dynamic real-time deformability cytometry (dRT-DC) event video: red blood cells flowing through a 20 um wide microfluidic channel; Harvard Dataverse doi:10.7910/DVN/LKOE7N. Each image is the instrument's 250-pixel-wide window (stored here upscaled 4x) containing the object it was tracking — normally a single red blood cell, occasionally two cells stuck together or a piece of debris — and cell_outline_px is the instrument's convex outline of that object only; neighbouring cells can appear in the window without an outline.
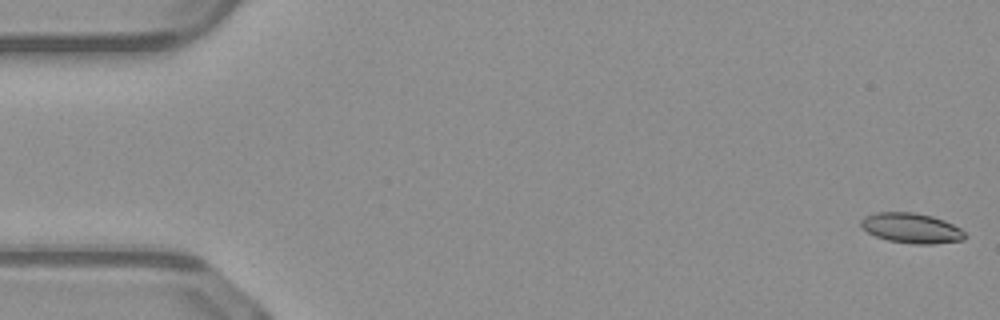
{"species": "common noctule bat (a hibernating species)", "species_latin": "Nyctalus noctula", "temperature_condition": "warm", "stored_images_in_passage": 50, "camera_frame_rate_fps": 3000, "um_per_image_px": 0.085, "animal": {"sex": "male", "body_mass_g": 23.1, "forearm_length_mm": 52.7}, "frame": {"image": 1, "passage_image": 1, "time_ms": 0.0, "image_size_px": [1000, 320], "cell_outline_px": [[968, 236], [964, 240], [932, 244], [916, 244], [888, 240], [876, 236], [868, 232], [860, 224], [860, 220], [864, 216], [876, 212], [912, 212], [932, 216], [944, 220], [960, 228]], "centroid_in_image_um": [77.49, 19.38], "position_along_channel_um": 7.5, "area_um2": 18.21}}
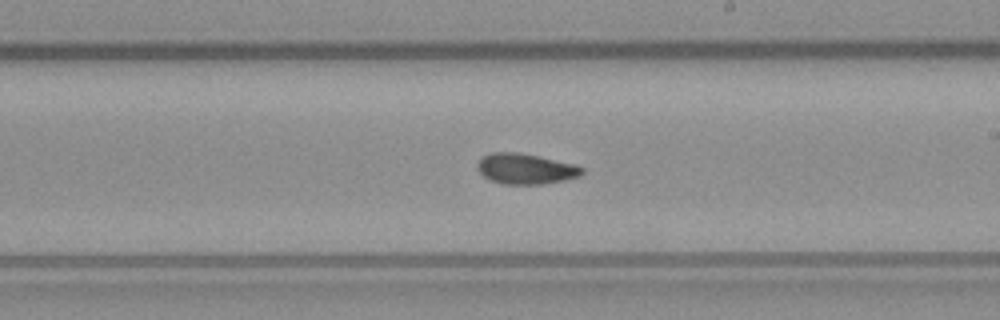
{"frame": {"image": 2, "passage_image": 29, "time_ms": 9.333, "image_size_px": [1000, 320], "cell_outline_px": [[584, 172], [580, 176], [564, 180], [544, 184], [504, 184], [488, 180], [476, 168], [476, 164], [480, 156], [492, 152], [520, 152], [576, 164], [584, 168]], "centroid_in_image_um": [44.65, 14.34], "position_along_channel_um": 244.3, "area_um2": 18.96}}
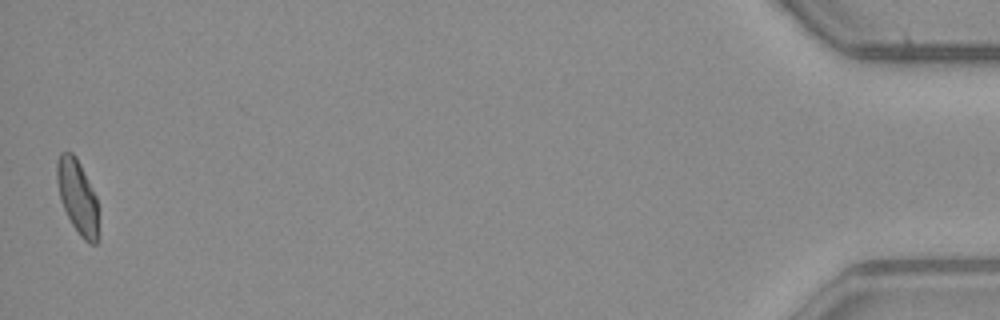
{"frame": {"image": 3, "passage_image": 50, "time_ms": 16.333, "image_size_px": [1000, 320], "cell_outline_px": [[96, 244], [92, 244], [84, 240], [80, 236], [72, 224], [60, 200], [56, 180], [56, 160], [60, 152], [72, 152], [76, 156], [96, 196]], "centroid_in_image_um": [6.53, 16.64], "position_along_channel_um": 428.7, "area_um2": 17.51}, "authors_computed_cell_mechanics": {"area_um2": 18.4382, "velocity_mm_per_s": 4.1053, "shape_relaxation_time_tau1_ms": 4.651, "shape_relaxation_time_tau2_ms": 1.4855, "deformation_change_tau1": 0.162, "deformation_change_tau2": 0.0726}}